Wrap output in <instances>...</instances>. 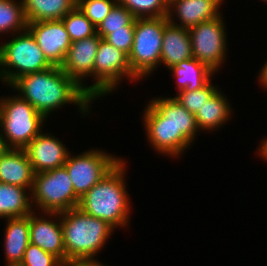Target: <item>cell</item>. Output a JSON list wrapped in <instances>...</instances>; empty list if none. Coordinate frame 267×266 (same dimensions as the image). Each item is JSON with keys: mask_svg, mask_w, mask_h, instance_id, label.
<instances>
[{"mask_svg": "<svg viewBox=\"0 0 267 266\" xmlns=\"http://www.w3.org/2000/svg\"><path fill=\"white\" fill-rule=\"evenodd\" d=\"M143 117L151 146L174 158L190 146L199 131L195 115L172 97L150 100Z\"/></svg>", "mask_w": 267, "mask_h": 266, "instance_id": "1", "label": "cell"}, {"mask_svg": "<svg viewBox=\"0 0 267 266\" xmlns=\"http://www.w3.org/2000/svg\"><path fill=\"white\" fill-rule=\"evenodd\" d=\"M10 86L20 91L19 96L27 100L45 118L53 110L69 103L77 104L81 113L88 114L93 101L59 66L22 75Z\"/></svg>", "mask_w": 267, "mask_h": 266, "instance_id": "2", "label": "cell"}, {"mask_svg": "<svg viewBox=\"0 0 267 266\" xmlns=\"http://www.w3.org/2000/svg\"><path fill=\"white\" fill-rule=\"evenodd\" d=\"M125 167L122 160L80 198L78 205L84 213L106 221L114 229L129 224L130 202L124 183Z\"/></svg>", "mask_w": 267, "mask_h": 266, "instance_id": "3", "label": "cell"}, {"mask_svg": "<svg viewBox=\"0 0 267 266\" xmlns=\"http://www.w3.org/2000/svg\"><path fill=\"white\" fill-rule=\"evenodd\" d=\"M63 230L65 262L95 259L113 227L106 221L84 213L78 207L60 212Z\"/></svg>", "mask_w": 267, "mask_h": 266, "instance_id": "4", "label": "cell"}, {"mask_svg": "<svg viewBox=\"0 0 267 266\" xmlns=\"http://www.w3.org/2000/svg\"><path fill=\"white\" fill-rule=\"evenodd\" d=\"M45 119L19 94L0 99V129L8 149H24L42 131Z\"/></svg>", "mask_w": 267, "mask_h": 266, "instance_id": "5", "label": "cell"}, {"mask_svg": "<svg viewBox=\"0 0 267 266\" xmlns=\"http://www.w3.org/2000/svg\"><path fill=\"white\" fill-rule=\"evenodd\" d=\"M0 66V81L11 85L22 75L39 72L53 65L37 45L32 33L26 29L18 32L15 38L13 36L11 41L0 45Z\"/></svg>", "mask_w": 267, "mask_h": 266, "instance_id": "6", "label": "cell"}, {"mask_svg": "<svg viewBox=\"0 0 267 266\" xmlns=\"http://www.w3.org/2000/svg\"><path fill=\"white\" fill-rule=\"evenodd\" d=\"M167 16L136 18L133 46L128 61L131 72L140 80L153 73L160 56Z\"/></svg>", "mask_w": 267, "mask_h": 266, "instance_id": "7", "label": "cell"}, {"mask_svg": "<svg viewBox=\"0 0 267 266\" xmlns=\"http://www.w3.org/2000/svg\"><path fill=\"white\" fill-rule=\"evenodd\" d=\"M30 194L43 213L67 211L78 207L80 202L65 166L35 173Z\"/></svg>", "mask_w": 267, "mask_h": 266, "instance_id": "8", "label": "cell"}, {"mask_svg": "<svg viewBox=\"0 0 267 266\" xmlns=\"http://www.w3.org/2000/svg\"><path fill=\"white\" fill-rule=\"evenodd\" d=\"M138 80L131 72L128 55L101 39L93 66L95 83L87 86V94L95 100L100 96L111 93L119 85L121 79Z\"/></svg>", "mask_w": 267, "mask_h": 266, "instance_id": "9", "label": "cell"}, {"mask_svg": "<svg viewBox=\"0 0 267 266\" xmlns=\"http://www.w3.org/2000/svg\"><path fill=\"white\" fill-rule=\"evenodd\" d=\"M71 156L69 153L64 166L69 173L74 192L79 198L123 160L102 150L93 149L81 155Z\"/></svg>", "mask_w": 267, "mask_h": 266, "instance_id": "10", "label": "cell"}, {"mask_svg": "<svg viewBox=\"0 0 267 266\" xmlns=\"http://www.w3.org/2000/svg\"><path fill=\"white\" fill-rule=\"evenodd\" d=\"M221 14L189 29L192 56L217 72L226 58V33Z\"/></svg>", "mask_w": 267, "mask_h": 266, "instance_id": "11", "label": "cell"}, {"mask_svg": "<svg viewBox=\"0 0 267 266\" xmlns=\"http://www.w3.org/2000/svg\"><path fill=\"white\" fill-rule=\"evenodd\" d=\"M27 29L37 45L53 66H61L71 45V40L62 20L29 22Z\"/></svg>", "mask_w": 267, "mask_h": 266, "instance_id": "12", "label": "cell"}, {"mask_svg": "<svg viewBox=\"0 0 267 266\" xmlns=\"http://www.w3.org/2000/svg\"><path fill=\"white\" fill-rule=\"evenodd\" d=\"M102 38L96 34L92 37L71 43L60 68L72 78L86 93L87 86L83 78L93 77V66L98 45Z\"/></svg>", "mask_w": 267, "mask_h": 266, "instance_id": "13", "label": "cell"}, {"mask_svg": "<svg viewBox=\"0 0 267 266\" xmlns=\"http://www.w3.org/2000/svg\"><path fill=\"white\" fill-rule=\"evenodd\" d=\"M41 131L24 148L34 173L49 171L64 166L68 154L65 144L55 136Z\"/></svg>", "mask_w": 267, "mask_h": 266, "instance_id": "14", "label": "cell"}, {"mask_svg": "<svg viewBox=\"0 0 267 266\" xmlns=\"http://www.w3.org/2000/svg\"><path fill=\"white\" fill-rule=\"evenodd\" d=\"M49 217H58V222L45 219L42 216L39 218L32 211L29 214V229H30V243L37 245L42 250L49 252L58 257L65 263V249L63 230L61 226L60 213L58 212H44Z\"/></svg>", "mask_w": 267, "mask_h": 266, "instance_id": "15", "label": "cell"}, {"mask_svg": "<svg viewBox=\"0 0 267 266\" xmlns=\"http://www.w3.org/2000/svg\"><path fill=\"white\" fill-rule=\"evenodd\" d=\"M222 3L223 0H174L168 5L167 19L171 24L189 30L199 23L218 17ZM173 13L177 14L180 24L173 20Z\"/></svg>", "mask_w": 267, "mask_h": 266, "instance_id": "16", "label": "cell"}, {"mask_svg": "<svg viewBox=\"0 0 267 266\" xmlns=\"http://www.w3.org/2000/svg\"><path fill=\"white\" fill-rule=\"evenodd\" d=\"M34 172L24 149H7L0 155V182L32 191Z\"/></svg>", "mask_w": 267, "mask_h": 266, "instance_id": "17", "label": "cell"}, {"mask_svg": "<svg viewBox=\"0 0 267 266\" xmlns=\"http://www.w3.org/2000/svg\"><path fill=\"white\" fill-rule=\"evenodd\" d=\"M192 57L189 30L168 22L163 34L160 64H164L169 69Z\"/></svg>", "mask_w": 267, "mask_h": 266, "instance_id": "18", "label": "cell"}, {"mask_svg": "<svg viewBox=\"0 0 267 266\" xmlns=\"http://www.w3.org/2000/svg\"><path fill=\"white\" fill-rule=\"evenodd\" d=\"M5 229L4 251L6 265H20L24 252L30 243L29 215L8 218Z\"/></svg>", "mask_w": 267, "mask_h": 266, "instance_id": "19", "label": "cell"}, {"mask_svg": "<svg viewBox=\"0 0 267 266\" xmlns=\"http://www.w3.org/2000/svg\"><path fill=\"white\" fill-rule=\"evenodd\" d=\"M169 69L176 77L178 92L193 91L204 87L215 73L194 57L183 60Z\"/></svg>", "mask_w": 267, "mask_h": 266, "instance_id": "20", "label": "cell"}, {"mask_svg": "<svg viewBox=\"0 0 267 266\" xmlns=\"http://www.w3.org/2000/svg\"><path fill=\"white\" fill-rule=\"evenodd\" d=\"M29 22L61 20L77 6V0H22Z\"/></svg>", "mask_w": 267, "mask_h": 266, "instance_id": "21", "label": "cell"}, {"mask_svg": "<svg viewBox=\"0 0 267 266\" xmlns=\"http://www.w3.org/2000/svg\"><path fill=\"white\" fill-rule=\"evenodd\" d=\"M221 93L220 90H217L194 114L199 130H218L230 117L231 104L229 105L225 95Z\"/></svg>", "mask_w": 267, "mask_h": 266, "instance_id": "22", "label": "cell"}, {"mask_svg": "<svg viewBox=\"0 0 267 266\" xmlns=\"http://www.w3.org/2000/svg\"><path fill=\"white\" fill-rule=\"evenodd\" d=\"M27 188L0 182V218L28 216L33 210Z\"/></svg>", "mask_w": 267, "mask_h": 266, "instance_id": "23", "label": "cell"}, {"mask_svg": "<svg viewBox=\"0 0 267 266\" xmlns=\"http://www.w3.org/2000/svg\"><path fill=\"white\" fill-rule=\"evenodd\" d=\"M27 24L22 1L0 0V34L20 33L27 29Z\"/></svg>", "mask_w": 267, "mask_h": 266, "instance_id": "24", "label": "cell"}, {"mask_svg": "<svg viewBox=\"0 0 267 266\" xmlns=\"http://www.w3.org/2000/svg\"><path fill=\"white\" fill-rule=\"evenodd\" d=\"M71 42L86 39L97 34V27L85 16L78 6L62 19Z\"/></svg>", "mask_w": 267, "mask_h": 266, "instance_id": "25", "label": "cell"}, {"mask_svg": "<svg viewBox=\"0 0 267 266\" xmlns=\"http://www.w3.org/2000/svg\"><path fill=\"white\" fill-rule=\"evenodd\" d=\"M135 16L120 3H116L109 14L97 26V34L104 39L111 30L123 29L124 26H135Z\"/></svg>", "mask_w": 267, "mask_h": 266, "instance_id": "26", "label": "cell"}, {"mask_svg": "<svg viewBox=\"0 0 267 266\" xmlns=\"http://www.w3.org/2000/svg\"><path fill=\"white\" fill-rule=\"evenodd\" d=\"M135 18H155L167 16L168 4L164 0H117Z\"/></svg>", "mask_w": 267, "mask_h": 266, "instance_id": "27", "label": "cell"}, {"mask_svg": "<svg viewBox=\"0 0 267 266\" xmlns=\"http://www.w3.org/2000/svg\"><path fill=\"white\" fill-rule=\"evenodd\" d=\"M217 90V87L212 85L210 80L200 89L193 91L181 90L174 98L190 113L195 114Z\"/></svg>", "mask_w": 267, "mask_h": 266, "instance_id": "28", "label": "cell"}, {"mask_svg": "<svg viewBox=\"0 0 267 266\" xmlns=\"http://www.w3.org/2000/svg\"><path fill=\"white\" fill-rule=\"evenodd\" d=\"M117 2V0H77V6L97 27Z\"/></svg>", "mask_w": 267, "mask_h": 266, "instance_id": "29", "label": "cell"}, {"mask_svg": "<svg viewBox=\"0 0 267 266\" xmlns=\"http://www.w3.org/2000/svg\"><path fill=\"white\" fill-rule=\"evenodd\" d=\"M20 266H63V262L55 255L29 243Z\"/></svg>", "mask_w": 267, "mask_h": 266, "instance_id": "30", "label": "cell"}, {"mask_svg": "<svg viewBox=\"0 0 267 266\" xmlns=\"http://www.w3.org/2000/svg\"><path fill=\"white\" fill-rule=\"evenodd\" d=\"M135 26H124L123 29L111 30L104 39L117 49L127 55L130 54L133 46Z\"/></svg>", "mask_w": 267, "mask_h": 266, "instance_id": "31", "label": "cell"}, {"mask_svg": "<svg viewBox=\"0 0 267 266\" xmlns=\"http://www.w3.org/2000/svg\"><path fill=\"white\" fill-rule=\"evenodd\" d=\"M63 266H104L97 259L70 260L63 263Z\"/></svg>", "mask_w": 267, "mask_h": 266, "instance_id": "32", "label": "cell"}, {"mask_svg": "<svg viewBox=\"0 0 267 266\" xmlns=\"http://www.w3.org/2000/svg\"><path fill=\"white\" fill-rule=\"evenodd\" d=\"M259 82L262 84V87L267 88V61L264 64L263 68L259 73Z\"/></svg>", "mask_w": 267, "mask_h": 266, "instance_id": "33", "label": "cell"}, {"mask_svg": "<svg viewBox=\"0 0 267 266\" xmlns=\"http://www.w3.org/2000/svg\"><path fill=\"white\" fill-rule=\"evenodd\" d=\"M260 144L261 146L258 148L259 156L265 158L263 160L267 161V137H264L263 141Z\"/></svg>", "mask_w": 267, "mask_h": 266, "instance_id": "34", "label": "cell"}, {"mask_svg": "<svg viewBox=\"0 0 267 266\" xmlns=\"http://www.w3.org/2000/svg\"><path fill=\"white\" fill-rule=\"evenodd\" d=\"M1 129H0V155H2L8 148L5 144L4 138H3V134L1 133Z\"/></svg>", "mask_w": 267, "mask_h": 266, "instance_id": "35", "label": "cell"}, {"mask_svg": "<svg viewBox=\"0 0 267 266\" xmlns=\"http://www.w3.org/2000/svg\"><path fill=\"white\" fill-rule=\"evenodd\" d=\"M168 5L174 0H164Z\"/></svg>", "mask_w": 267, "mask_h": 266, "instance_id": "36", "label": "cell"}]
</instances>
